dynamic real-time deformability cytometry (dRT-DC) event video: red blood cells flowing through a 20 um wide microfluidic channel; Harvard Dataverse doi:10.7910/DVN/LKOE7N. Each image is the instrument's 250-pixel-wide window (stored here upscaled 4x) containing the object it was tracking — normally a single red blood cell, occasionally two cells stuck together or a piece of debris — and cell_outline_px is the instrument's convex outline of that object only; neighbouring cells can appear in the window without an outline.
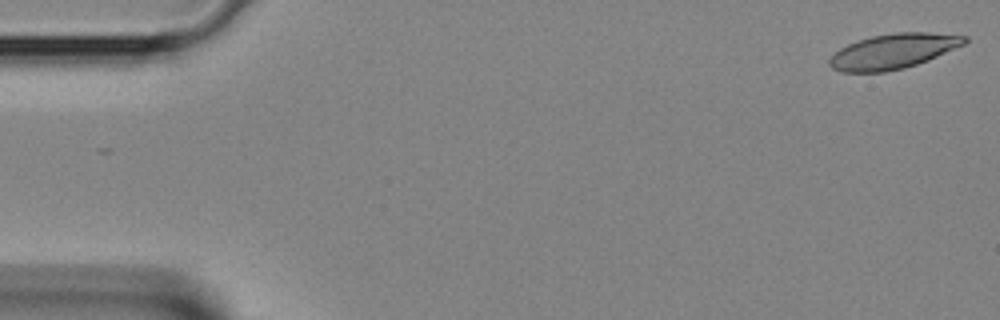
{"species": "Egyptian fruit bat (a non-hibernating species)", "species_latin": "Rousettus aegyptiacus", "temperature_condition": "room temperature", "stored_images_in_passage": 40, "camera_frame_rate_fps": 3000, "um_per_image_px": 0.085, "animal": {"sex": "female"}, "frame": {"image": 1, "passage_image": 1, "time_ms": 0.0, "image_size_px": [1000, 320], "cell_outline_px": [[968, 40], [964, 44], [928, 60], [904, 68], [884, 72], [840, 72], [832, 68], [828, 64], [828, 60], [840, 48], [848, 44], [872, 36], [896, 32], [928, 32], [968, 36]], "centroid_in_image_um": [75.92, 4.36], "position_along_channel_um": 9.1, "area_um2": 27.4}}
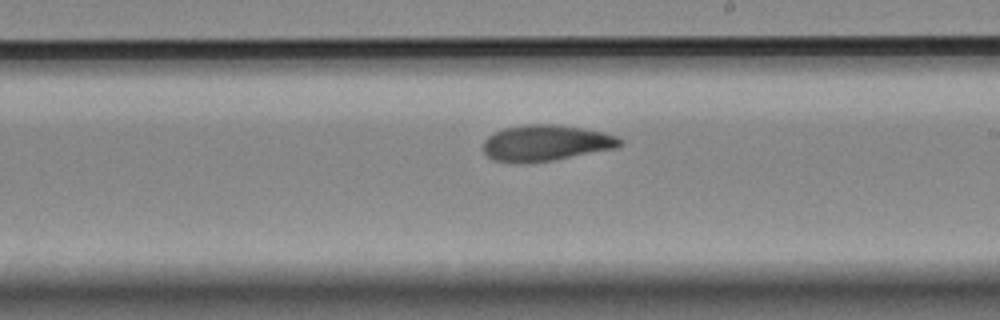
{"frame": {"image": 2, "passage_image": 23, "time_ms": 7.333, "image_size_px": [1000, 320], "cell_outline_px": [[624, 144], [616, 148], [552, 160], [520, 164], [512, 164], [492, 160], [484, 152], [484, 140], [488, 136], [504, 128], [528, 124], [556, 124], [604, 132], [616, 136], [624, 140]], "centroid_in_image_um": [46.39, 12.16], "position_along_channel_um": 242.6, "area_um2": 28.84}}
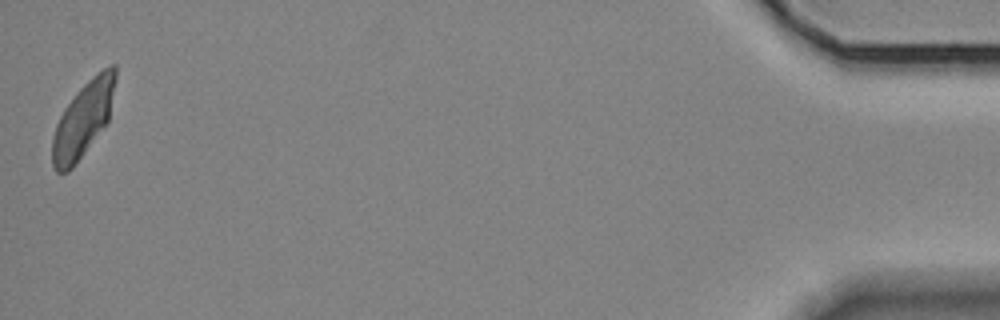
{"frame": {"image": 3, "passage_image": 40, "time_ms": 13.0, "image_size_px": [1000, 320], "cell_outline_px": [[116, 80], [108, 120], [72, 168], [68, 172], [56, 172], [52, 168], [52, 136], [56, 124], [64, 108], [76, 92], [96, 72], [112, 64], [116, 64]], "centroid_in_image_um": [7.05, 10.12], "position_along_channel_um": 428.2, "area_um2": 27.28}}